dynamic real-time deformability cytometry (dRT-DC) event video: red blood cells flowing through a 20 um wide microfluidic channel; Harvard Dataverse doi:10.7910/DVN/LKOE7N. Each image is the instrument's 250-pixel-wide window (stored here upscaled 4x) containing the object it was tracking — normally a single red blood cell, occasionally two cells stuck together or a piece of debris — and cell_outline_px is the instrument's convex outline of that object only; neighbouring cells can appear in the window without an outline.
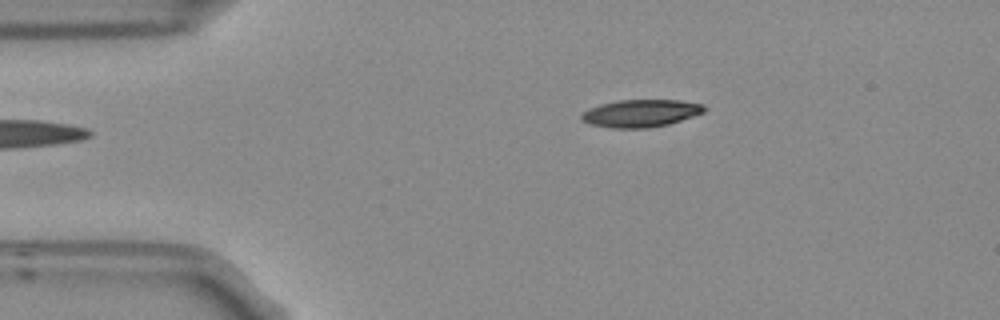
{"species": "Egyptian fruit bat (a non-hibernating species)", "species_latin": "Rousettus aegyptiacus", "temperature_condition": "room temperature", "stored_images_in_passage": 44, "camera_frame_rate_fps": 3000, "um_per_image_px": 0.085, "frame": {"image": 1, "passage_image": 1, "time_ms": 0.0, "image_size_px": [1000, 320], "cell_outline_px": [[704, 112], [668, 124], [644, 128], [612, 128], [592, 124], [580, 120], [580, 116], [588, 108], [600, 104], [616, 100], [680, 100], [704, 104]], "centroid_in_image_um": [54.43, 9.62], "position_along_channel_um": 30.6, "area_um2": 19.54}}
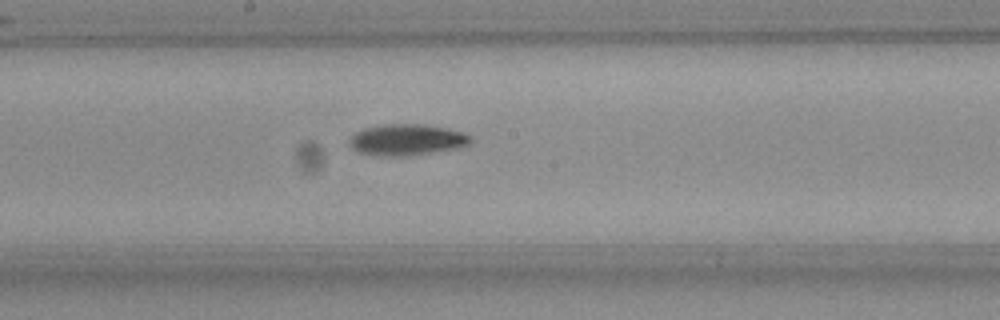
{"frame": {"image": 2, "passage_image": 19, "time_ms": 6.0, "image_size_px": [1000, 320], "cell_outline_px": [[472, 140], [468, 144], [452, 148], [432, 152], [404, 156], [384, 156], [360, 152], [352, 148], [348, 140], [356, 132], [364, 128], [380, 124], [424, 124], [448, 128], [464, 132], [472, 136]], "centroid_in_image_um": [34.57, 11.86], "position_along_channel_um": 213.6, "area_um2": 21.91}}
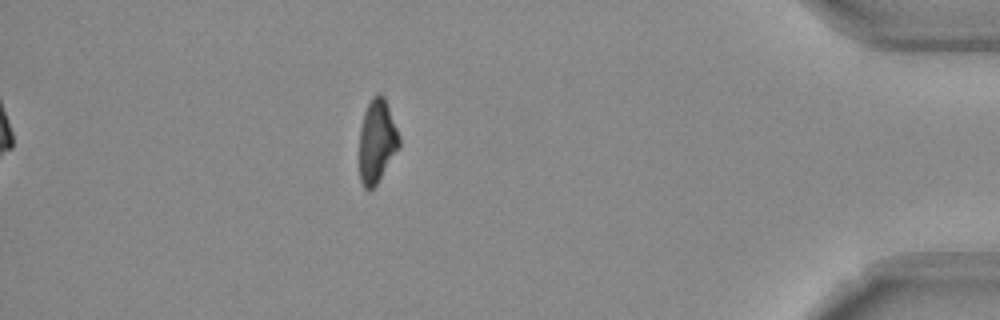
{"frame": {"image": 3, "passage_image": 38, "time_ms": 12.333, "image_size_px": [1000, 320], "cell_outline_px": [[400, 148], [376, 184], [368, 192], [360, 184], [360, 128], [364, 112], [372, 96], [376, 92], [380, 92], [384, 96], [400, 136]], "centroid_in_image_um": [32.05, 11.99], "position_along_channel_um": 403.2, "area_um2": 19.54}}